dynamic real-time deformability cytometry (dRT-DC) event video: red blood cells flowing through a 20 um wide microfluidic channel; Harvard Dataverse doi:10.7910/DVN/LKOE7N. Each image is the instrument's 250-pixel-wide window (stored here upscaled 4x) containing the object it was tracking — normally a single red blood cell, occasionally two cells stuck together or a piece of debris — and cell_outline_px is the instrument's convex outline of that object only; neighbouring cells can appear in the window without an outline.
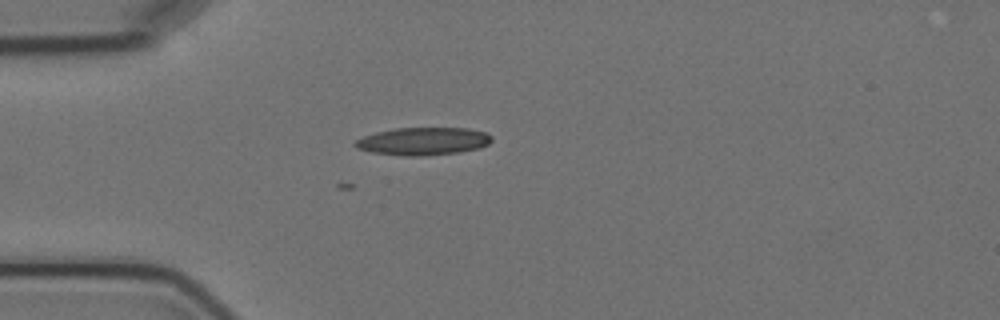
{"species": "Egyptian fruit bat (a non-hibernating species)", "species_latin": "Rousettus aegyptiacus", "temperature_condition": "cold", "stored_images_in_passage": 4, "camera_frame_rate_fps": 3000, "um_per_image_px": 0.085, "animal": {"sex": "female"}, "frame": {"image": 1, "passage_image": 2, "time_ms": 1.333, "image_size_px": [1000, 320], "cell_outline_px": [[492, 140], [488, 144], [480, 148], [460, 152], [420, 156], [404, 156], [372, 152], [356, 148], [352, 144], [356, 140], [364, 136], [376, 132], [396, 128], [468, 128], [488, 132], [492, 136]], "centroid_in_image_um": [35.99, 12.0], "position_along_channel_um": 49.0, "area_um2": 22.2}}